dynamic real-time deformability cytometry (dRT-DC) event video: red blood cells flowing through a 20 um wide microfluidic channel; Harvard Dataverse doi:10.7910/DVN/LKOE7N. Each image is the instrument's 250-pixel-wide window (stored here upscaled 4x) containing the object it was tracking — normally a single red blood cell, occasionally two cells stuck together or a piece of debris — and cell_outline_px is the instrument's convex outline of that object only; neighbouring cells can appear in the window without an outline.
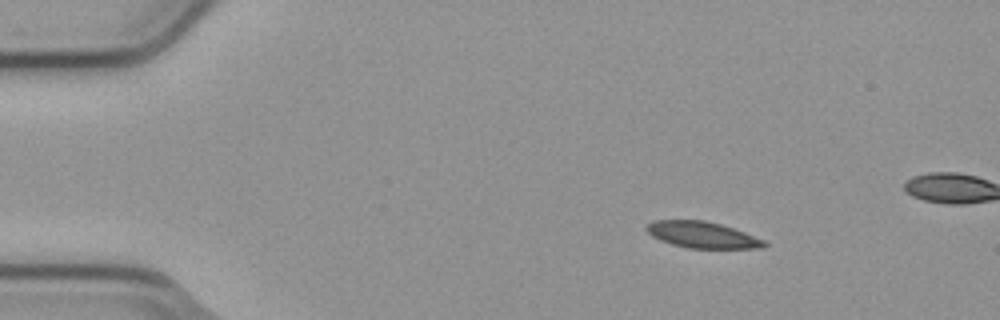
{"species": "common noctule bat (a hibernating species)", "species_latin": "Nyctalus noctula", "temperature_condition": "cold", "stored_images_in_passage": 4, "camera_frame_rate_fps": 3000, "um_per_image_px": 0.085, "animal": {"sex": "male", "body_mass_g": 23.1, "forearm_length_mm": 52.7}, "frame": {"image": 1, "passage_image": 1, "time_ms": 0.0, "image_size_px": [1000, 320], "cell_outline_px": [[768, 244], [764, 248], [688, 248], [672, 244], [660, 240], [652, 236], [644, 228], [652, 220], [704, 220], [720, 224], [744, 232], [764, 240]], "centroid_in_image_um": [59.67, 19.96], "position_along_channel_um": 25.3, "area_um2": 17.98}}